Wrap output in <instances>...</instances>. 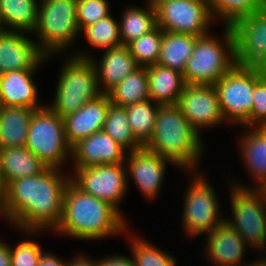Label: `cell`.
<instances>
[{"label": "cell", "mask_w": 266, "mask_h": 266, "mask_svg": "<svg viewBox=\"0 0 266 266\" xmlns=\"http://www.w3.org/2000/svg\"><path fill=\"white\" fill-rule=\"evenodd\" d=\"M129 156L126 169H130L128 171L144 195L150 199L155 197L164 179L166 162L171 161L144 146L130 151Z\"/></svg>", "instance_id": "ac0fdd59"}, {"label": "cell", "mask_w": 266, "mask_h": 266, "mask_svg": "<svg viewBox=\"0 0 266 266\" xmlns=\"http://www.w3.org/2000/svg\"><path fill=\"white\" fill-rule=\"evenodd\" d=\"M68 266H98L97 261H91L87 257L81 256L69 262Z\"/></svg>", "instance_id": "7bdbcfd3"}, {"label": "cell", "mask_w": 266, "mask_h": 266, "mask_svg": "<svg viewBox=\"0 0 266 266\" xmlns=\"http://www.w3.org/2000/svg\"><path fill=\"white\" fill-rule=\"evenodd\" d=\"M98 266H135L134 261L123 256H112L97 261Z\"/></svg>", "instance_id": "f35d334b"}, {"label": "cell", "mask_w": 266, "mask_h": 266, "mask_svg": "<svg viewBox=\"0 0 266 266\" xmlns=\"http://www.w3.org/2000/svg\"><path fill=\"white\" fill-rule=\"evenodd\" d=\"M56 168L19 178L7 185L5 217L22 231H39L60 224L64 193L70 177H62Z\"/></svg>", "instance_id": "6da1fadb"}, {"label": "cell", "mask_w": 266, "mask_h": 266, "mask_svg": "<svg viewBox=\"0 0 266 266\" xmlns=\"http://www.w3.org/2000/svg\"><path fill=\"white\" fill-rule=\"evenodd\" d=\"M263 192H264V194L266 195V185L261 189Z\"/></svg>", "instance_id": "c3c4849f"}, {"label": "cell", "mask_w": 266, "mask_h": 266, "mask_svg": "<svg viewBox=\"0 0 266 266\" xmlns=\"http://www.w3.org/2000/svg\"><path fill=\"white\" fill-rule=\"evenodd\" d=\"M253 108L250 114V127L266 126V81L260 79L254 86ZM261 123V124H260Z\"/></svg>", "instance_id": "74e56055"}, {"label": "cell", "mask_w": 266, "mask_h": 266, "mask_svg": "<svg viewBox=\"0 0 266 266\" xmlns=\"http://www.w3.org/2000/svg\"><path fill=\"white\" fill-rule=\"evenodd\" d=\"M35 70H14L0 75V106L38 110L37 88L32 79Z\"/></svg>", "instance_id": "d6986e66"}, {"label": "cell", "mask_w": 266, "mask_h": 266, "mask_svg": "<svg viewBox=\"0 0 266 266\" xmlns=\"http://www.w3.org/2000/svg\"><path fill=\"white\" fill-rule=\"evenodd\" d=\"M151 99L133 103L125 107L129 126L134 138L144 146L151 138L159 104H152ZM154 105V106H153Z\"/></svg>", "instance_id": "f546056e"}, {"label": "cell", "mask_w": 266, "mask_h": 266, "mask_svg": "<svg viewBox=\"0 0 266 266\" xmlns=\"http://www.w3.org/2000/svg\"><path fill=\"white\" fill-rule=\"evenodd\" d=\"M225 29L227 53L222 43L208 34L196 39L183 72L185 84L214 86L236 64L234 33L231 26Z\"/></svg>", "instance_id": "5b68a950"}, {"label": "cell", "mask_w": 266, "mask_h": 266, "mask_svg": "<svg viewBox=\"0 0 266 266\" xmlns=\"http://www.w3.org/2000/svg\"><path fill=\"white\" fill-rule=\"evenodd\" d=\"M177 106L198 133L203 126L225 121L214 86L185 84Z\"/></svg>", "instance_id": "5bb4252c"}, {"label": "cell", "mask_w": 266, "mask_h": 266, "mask_svg": "<svg viewBox=\"0 0 266 266\" xmlns=\"http://www.w3.org/2000/svg\"><path fill=\"white\" fill-rule=\"evenodd\" d=\"M198 37L191 34L173 33L163 30V39L158 65L184 72Z\"/></svg>", "instance_id": "d4e9b609"}, {"label": "cell", "mask_w": 266, "mask_h": 266, "mask_svg": "<svg viewBox=\"0 0 266 266\" xmlns=\"http://www.w3.org/2000/svg\"><path fill=\"white\" fill-rule=\"evenodd\" d=\"M241 139L243 152V160L248 166L251 174L258 180L259 187L256 189H262L266 185V127L256 126L246 136Z\"/></svg>", "instance_id": "484cf974"}, {"label": "cell", "mask_w": 266, "mask_h": 266, "mask_svg": "<svg viewBox=\"0 0 266 266\" xmlns=\"http://www.w3.org/2000/svg\"><path fill=\"white\" fill-rule=\"evenodd\" d=\"M103 130L124 149L134 151L142 147L131 132L125 107L109 105Z\"/></svg>", "instance_id": "4dcf8cb0"}, {"label": "cell", "mask_w": 266, "mask_h": 266, "mask_svg": "<svg viewBox=\"0 0 266 266\" xmlns=\"http://www.w3.org/2000/svg\"><path fill=\"white\" fill-rule=\"evenodd\" d=\"M139 67L128 46L121 45L107 49L100 65L95 64L98 87L101 83L104 85L101 93L107 94Z\"/></svg>", "instance_id": "44dd1931"}, {"label": "cell", "mask_w": 266, "mask_h": 266, "mask_svg": "<svg viewBox=\"0 0 266 266\" xmlns=\"http://www.w3.org/2000/svg\"><path fill=\"white\" fill-rule=\"evenodd\" d=\"M144 147L189 171L202 153L200 135L177 105L158 108L153 134Z\"/></svg>", "instance_id": "3957f363"}, {"label": "cell", "mask_w": 266, "mask_h": 266, "mask_svg": "<svg viewBox=\"0 0 266 266\" xmlns=\"http://www.w3.org/2000/svg\"><path fill=\"white\" fill-rule=\"evenodd\" d=\"M234 185L231 191L234 220L226 219L225 221L241 235L246 244L264 250L266 242V195L261 189H257L258 191L250 190L239 184Z\"/></svg>", "instance_id": "9c48e42d"}, {"label": "cell", "mask_w": 266, "mask_h": 266, "mask_svg": "<svg viewBox=\"0 0 266 266\" xmlns=\"http://www.w3.org/2000/svg\"><path fill=\"white\" fill-rule=\"evenodd\" d=\"M6 199H7V184L3 179V175L0 171V211L5 216V206H6Z\"/></svg>", "instance_id": "b9f144b4"}, {"label": "cell", "mask_w": 266, "mask_h": 266, "mask_svg": "<svg viewBox=\"0 0 266 266\" xmlns=\"http://www.w3.org/2000/svg\"><path fill=\"white\" fill-rule=\"evenodd\" d=\"M207 234L209 238L206 250L211 262L213 260L217 266L241 265L246 242L231 225L224 220Z\"/></svg>", "instance_id": "ffe728a7"}, {"label": "cell", "mask_w": 266, "mask_h": 266, "mask_svg": "<svg viewBox=\"0 0 266 266\" xmlns=\"http://www.w3.org/2000/svg\"><path fill=\"white\" fill-rule=\"evenodd\" d=\"M33 109L0 107V149L25 147Z\"/></svg>", "instance_id": "cb8c5ba5"}, {"label": "cell", "mask_w": 266, "mask_h": 266, "mask_svg": "<svg viewBox=\"0 0 266 266\" xmlns=\"http://www.w3.org/2000/svg\"><path fill=\"white\" fill-rule=\"evenodd\" d=\"M132 254L135 266H175L173 256L164 253L152 244L140 239L132 240Z\"/></svg>", "instance_id": "e575fe53"}, {"label": "cell", "mask_w": 266, "mask_h": 266, "mask_svg": "<svg viewBox=\"0 0 266 266\" xmlns=\"http://www.w3.org/2000/svg\"><path fill=\"white\" fill-rule=\"evenodd\" d=\"M125 170L124 164L76 167V177L70 180L85 193L109 203L119 212L117 203L121 201L127 187Z\"/></svg>", "instance_id": "8fae6325"}, {"label": "cell", "mask_w": 266, "mask_h": 266, "mask_svg": "<svg viewBox=\"0 0 266 266\" xmlns=\"http://www.w3.org/2000/svg\"><path fill=\"white\" fill-rule=\"evenodd\" d=\"M157 27L173 33L207 35L211 14L209 2L205 0H168L156 8Z\"/></svg>", "instance_id": "30bf717a"}, {"label": "cell", "mask_w": 266, "mask_h": 266, "mask_svg": "<svg viewBox=\"0 0 266 266\" xmlns=\"http://www.w3.org/2000/svg\"><path fill=\"white\" fill-rule=\"evenodd\" d=\"M125 149L114 141L104 130L83 138L71 147V156L76 167L101 164H124Z\"/></svg>", "instance_id": "2e32d148"}, {"label": "cell", "mask_w": 266, "mask_h": 266, "mask_svg": "<svg viewBox=\"0 0 266 266\" xmlns=\"http://www.w3.org/2000/svg\"><path fill=\"white\" fill-rule=\"evenodd\" d=\"M107 94L110 103L120 107L150 99L147 67L137 68Z\"/></svg>", "instance_id": "83f0119b"}, {"label": "cell", "mask_w": 266, "mask_h": 266, "mask_svg": "<svg viewBox=\"0 0 266 266\" xmlns=\"http://www.w3.org/2000/svg\"><path fill=\"white\" fill-rule=\"evenodd\" d=\"M11 266H37L42 248L34 242L22 241L16 248H10Z\"/></svg>", "instance_id": "8d00e7d4"}, {"label": "cell", "mask_w": 266, "mask_h": 266, "mask_svg": "<svg viewBox=\"0 0 266 266\" xmlns=\"http://www.w3.org/2000/svg\"><path fill=\"white\" fill-rule=\"evenodd\" d=\"M211 14L225 19L226 26H232L239 19L262 10L261 0H211Z\"/></svg>", "instance_id": "836d02e7"}, {"label": "cell", "mask_w": 266, "mask_h": 266, "mask_svg": "<svg viewBox=\"0 0 266 266\" xmlns=\"http://www.w3.org/2000/svg\"><path fill=\"white\" fill-rule=\"evenodd\" d=\"M34 31L40 37L39 48L47 57L49 53L70 45L80 32L77 0H43L38 7Z\"/></svg>", "instance_id": "52a82bcc"}, {"label": "cell", "mask_w": 266, "mask_h": 266, "mask_svg": "<svg viewBox=\"0 0 266 266\" xmlns=\"http://www.w3.org/2000/svg\"><path fill=\"white\" fill-rule=\"evenodd\" d=\"M247 266H266V258L265 259L263 258L260 261L257 260L256 262L249 264Z\"/></svg>", "instance_id": "f6af8a7d"}, {"label": "cell", "mask_w": 266, "mask_h": 266, "mask_svg": "<svg viewBox=\"0 0 266 266\" xmlns=\"http://www.w3.org/2000/svg\"><path fill=\"white\" fill-rule=\"evenodd\" d=\"M201 175L196 176L193 184L186 193L183 215V225L188 234L200 235L210 233L224 219H219L218 202L209 182H205Z\"/></svg>", "instance_id": "7c38bea8"}, {"label": "cell", "mask_w": 266, "mask_h": 266, "mask_svg": "<svg viewBox=\"0 0 266 266\" xmlns=\"http://www.w3.org/2000/svg\"><path fill=\"white\" fill-rule=\"evenodd\" d=\"M106 0H77V24L80 32L88 25L109 16Z\"/></svg>", "instance_id": "d590c367"}, {"label": "cell", "mask_w": 266, "mask_h": 266, "mask_svg": "<svg viewBox=\"0 0 266 266\" xmlns=\"http://www.w3.org/2000/svg\"><path fill=\"white\" fill-rule=\"evenodd\" d=\"M123 217L112 205L85 193L70 180L55 230L77 239H101L124 231L127 225Z\"/></svg>", "instance_id": "7a4b0ae2"}, {"label": "cell", "mask_w": 266, "mask_h": 266, "mask_svg": "<svg viewBox=\"0 0 266 266\" xmlns=\"http://www.w3.org/2000/svg\"><path fill=\"white\" fill-rule=\"evenodd\" d=\"M38 2L36 0H0V26L13 27L15 32H33L37 25Z\"/></svg>", "instance_id": "4316f807"}, {"label": "cell", "mask_w": 266, "mask_h": 266, "mask_svg": "<svg viewBox=\"0 0 266 266\" xmlns=\"http://www.w3.org/2000/svg\"><path fill=\"white\" fill-rule=\"evenodd\" d=\"M148 93L152 102L177 105L185 82L183 73L158 64L147 66Z\"/></svg>", "instance_id": "7402d4cb"}, {"label": "cell", "mask_w": 266, "mask_h": 266, "mask_svg": "<svg viewBox=\"0 0 266 266\" xmlns=\"http://www.w3.org/2000/svg\"><path fill=\"white\" fill-rule=\"evenodd\" d=\"M95 61L88 55H75L61 70L53 105L48 106L61 118L75 113L84 104L101 95Z\"/></svg>", "instance_id": "277c9868"}, {"label": "cell", "mask_w": 266, "mask_h": 266, "mask_svg": "<svg viewBox=\"0 0 266 266\" xmlns=\"http://www.w3.org/2000/svg\"><path fill=\"white\" fill-rule=\"evenodd\" d=\"M147 9L130 7L123 13L119 23L122 45H128L135 39L150 33L157 27L155 7L148 4Z\"/></svg>", "instance_id": "f1b7e54d"}, {"label": "cell", "mask_w": 266, "mask_h": 266, "mask_svg": "<svg viewBox=\"0 0 266 266\" xmlns=\"http://www.w3.org/2000/svg\"><path fill=\"white\" fill-rule=\"evenodd\" d=\"M47 166L26 147H10L0 149V171L5 183L35 176Z\"/></svg>", "instance_id": "603a6c76"}, {"label": "cell", "mask_w": 266, "mask_h": 266, "mask_svg": "<svg viewBox=\"0 0 266 266\" xmlns=\"http://www.w3.org/2000/svg\"><path fill=\"white\" fill-rule=\"evenodd\" d=\"M235 38V63L256 69L266 57V11L243 17L231 26Z\"/></svg>", "instance_id": "4fadbf2b"}, {"label": "cell", "mask_w": 266, "mask_h": 266, "mask_svg": "<svg viewBox=\"0 0 266 266\" xmlns=\"http://www.w3.org/2000/svg\"><path fill=\"white\" fill-rule=\"evenodd\" d=\"M165 1H168V0H149L148 3L156 8L160 3H163Z\"/></svg>", "instance_id": "bcb514c9"}, {"label": "cell", "mask_w": 266, "mask_h": 266, "mask_svg": "<svg viewBox=\"0 0 266 266\" xmlns=\"http://www.w3.org/2000/svg\"><path fill=\"white\" fill-rule=\"evenodd\" d=\"M25 147L47 167L58 169L71 154V146L65 137L63 118L46 106L34 110Z\"/></svg>", "instance_id": "8992f818"}, {"label": "cell", "mask_w": 266, "mask_h": 266, "mask_svg": "<svg viewBox=\"0 0 266 266\" xmlns=\"http://www.w3.org/2000/svg\"><path fill=\"white\" fill-rule=\"evenodd\" d=\"M163 39V30L156 27L150 33L133 40L127 46L131 55L140 67L158 63Z\"/></svg>", "instance_id": "1f68e13d"}, {"label": "cell", "mask_w": 266, "mask_h": 266, "mask_svg": "<svg viewBox=\"0 0 266 266\" xmlns=\"http://www.w3.org/2000/svg\"><path fill=\"white\" fill-rule=\"evenodd\" d=\"M83 32L88 42L96 48L107 50L122 45L119 24L110 15L88 25Z\"/></svg>", "instance_id": "d6a6232c"}, {"label": "cell", "mask_w": 266, "mask_h": 266, "mask_svg": "<svg viewBox=\"0 0 266 266\" xmlns=\"http://www.w3.org/2000/svg\"><path fill=\"white\" fill-rule=\"evenodd\" d=\"M110 104L108 94L102 93L63 118L65 137L71 147L79 140L103 130Z\"/></svg>", "instance_id": "e0dca14e"}, {"label": "cell", "mask_w": 266, "mask_h": 266, "mask_svg": "<svg viewBox=\"0 0 266 266\" xmlns=\"http://www.w3.org/2000/svg\"><path fill=\"white\" fill-rule=\"evenodd\" d=\"M68 264L69 263L61 261L54 255L42 252L37 266H68Z\"/></svg>", "instance_id": "ab89813d"}, {"label": "cell", "mask_w": 266, "mask_h": 266, "mask_svg": "<svg viewBox=\"0 0 266 266\" xmlns=\"http://www.w3.org/2000/svg\"><path fill=\"white\" fill-rule=\"evenodd\" d=\"M25 32L11 30L0 33V75L14 70H36L47 56L38 42L24 36Z\"/></svg>", "instance_id": "9a60e30c"}, {"label": "cell", "mask_w": 266, "mask_h": 266, "mask_svg": "<svg viewBox=\"0 0 266 266\" xmlns=\"http://www.w3.org/2000/svg\"><path fill=\"white\" fill-rule=\"evenodd\" d=\"M260 80L255 69L234 65L214 87L224 119L244 124L250 129L255 84Z\"/></svg>", "instance_id": "ba28073f"}, {"label": "cell", "mask_w": 266, "mask_h": 266, "mask_svg": "<svg viewBox=\"0 0 266 266\" xmlns=\"http://www.w3.org/2000/svg\"><path fill=\"white\" fill-rule=\"evenodd\" d=\"M255 70L257 71L258 76L260 77V79L266 81V57L258 65V67Z\"/></svg>", "instance_id": "ee69618b"}, {"label": "cell", "mask_w": 266, "mask_h": 266, "mask_svg": "<svg viewBox=\"0 0 266 266\" xmlns=\"http://www.w3.org/2000/svg\"><path fill=\"white\" fill-rule=\"evenodd\" d=\"M0 266H11L10 247L0 241Z\"/></svg>", "instance_id": "60d3db41"}, {"label": "cell", "mask_w": 266, "mask_h": 266, "mask_svg": "<svg viewBox=\"0 0 266 266\" xmlns=\"http://www.w3.org/2000/svg\"><path fill=\"white\" fill-rule=\"evenodd\" d=\"M261 8L263 11H266V0H261Z\"/></svg>", "instance_id": "7dc6e473"}]
</instances>
